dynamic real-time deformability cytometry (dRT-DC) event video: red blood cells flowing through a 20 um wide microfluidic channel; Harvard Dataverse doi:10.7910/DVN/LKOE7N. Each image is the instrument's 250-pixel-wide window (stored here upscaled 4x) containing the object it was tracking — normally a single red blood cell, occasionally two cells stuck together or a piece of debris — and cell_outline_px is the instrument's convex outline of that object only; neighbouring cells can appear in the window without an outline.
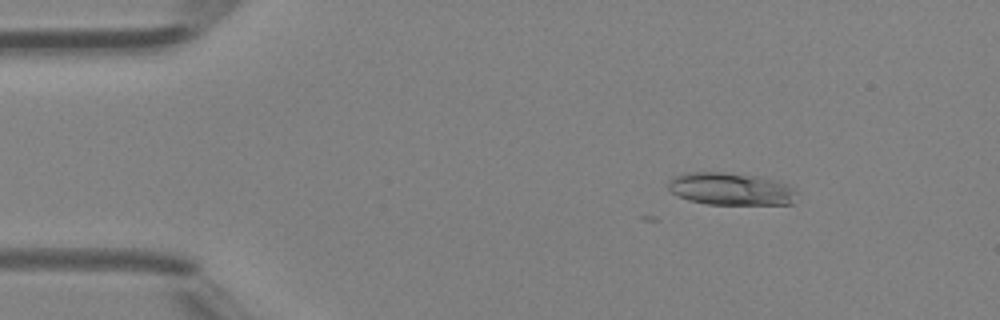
{"species": "Egyptian fruit bat (a non-hibernating species)", "species_latin": "Rousettus aegyptiacus", "temperature_condition": "room temperature", "stored_images_in_passage": 5, "camera_frame_rate_fps": 3000, "um_per_image_px": 0.085, "animal": {"sex": "female"}, "frame": {"image": 1, "passage_image": 2, "time_ms": 0.333, "image_size_px": [1000, 320], "cell_outline_px": [[796, 192], [792, 204], [708, 204], [688, 200], [672, 192], [668, 188], [668, 180], [680, 172], [720, 172], [756, 176], [776, 180], [788, 184], [796, 188]], "centroid_in_image_um": [62.1, 16.05], "position_along_channel_um": 22.9, "area_um2": 24.39}}